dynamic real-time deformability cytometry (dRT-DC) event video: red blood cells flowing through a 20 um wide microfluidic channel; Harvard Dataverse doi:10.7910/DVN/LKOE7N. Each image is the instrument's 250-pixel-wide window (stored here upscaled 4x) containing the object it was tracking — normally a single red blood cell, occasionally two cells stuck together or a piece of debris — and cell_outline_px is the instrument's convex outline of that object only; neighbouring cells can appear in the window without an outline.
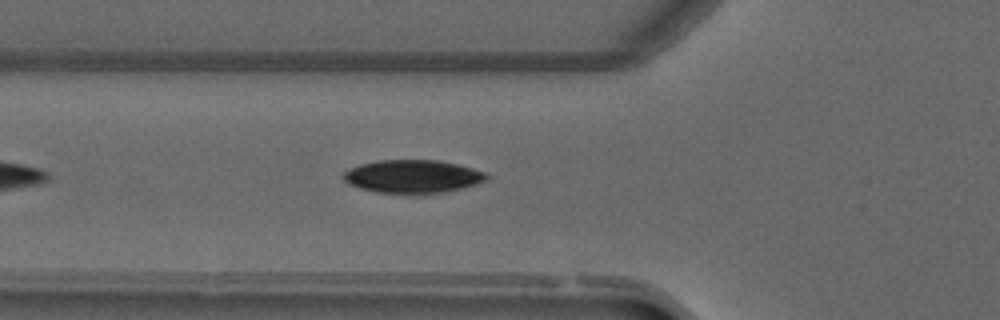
{"species": "common noctule bat (a hibernating species)", "species_latin": "Nyctalus noctula", "temperature_condition": "warm", "stored_images_in_passage": 9, "camera_frame_rate_fps": 3000, "um_per_image_px": 0.085, "animal": {"sex": "male", "forearm_length_mm": 52.5}, "frame": {"image": 1, "passage_image": 6, "time_ms": 1.667, "image_size_px": [1000, 320], "cell_outline_px": [[488, 180], [476, 184], [444, 192], [376, 192], [360, 188], [348, 184], [344, 180], [344, 172], [360, 164], [380, 160], [436, 160], [456, 164], [472, 168], [484, 172], [488, 176]], "centroid_in_image_um": [35.08, 14.98], "position_along_channel_um": 90.7, "area_um2": 26.99}}